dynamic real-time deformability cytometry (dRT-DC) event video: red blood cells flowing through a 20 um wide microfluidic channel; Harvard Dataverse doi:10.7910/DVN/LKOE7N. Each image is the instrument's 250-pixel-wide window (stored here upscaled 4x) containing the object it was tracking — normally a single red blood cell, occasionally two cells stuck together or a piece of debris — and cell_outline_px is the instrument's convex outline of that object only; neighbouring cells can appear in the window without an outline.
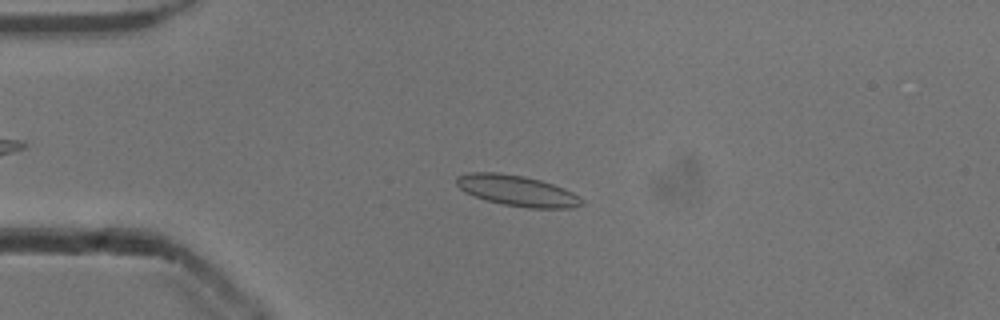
{"species": "common noctule bat (a hibernating species)", "species_latin": "Nyctalus noctula", "temperature_condition": "cold", "stored_images_in_passage": 42, "camera_frame_rate_fps": 3000, "um_per_image_px": 0.085, "animal": {"sex": "male", "body_mass_g": 13.3}, "frame": {"image": 1, "passage_image": 12, "time_ms": 3.667, "image_size_px": [1000, 320], "cell_outline_px": [[584, 204], [572, 208], [528, 208], [504, 204], [488, 200], [464, 192], [456, 184], [456, 176], [468, 172], [500, 172], [524, 176], [540, 180], [564, 188], [580, 196], [584, 200]], "centroid_in_image_um": [43.97, 16.2], "position_along_channel_um": 41.0, "area_um2": 22.48}}
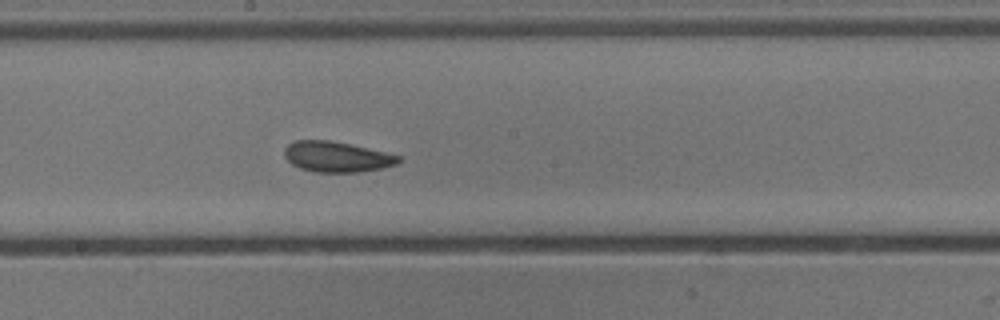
{"frame": {"image": 2, "passage_image": 28, "time_ms": 9.0, "image_size_px": [1000, 320], "cell_outline_px": [[400, 160], [396, 164], [380, 168], [356, 172], [316, 172], [300, 168], [292, 164], [284, 156], [284, 148], [288, 144], [296, 140], [328, 140], [348, 144], [384, 152], [400, 156]], "centroid_in_image_um": [28.56, 13.32], "position_along_channel_um": 219.6, "area_um2": 19.94}}
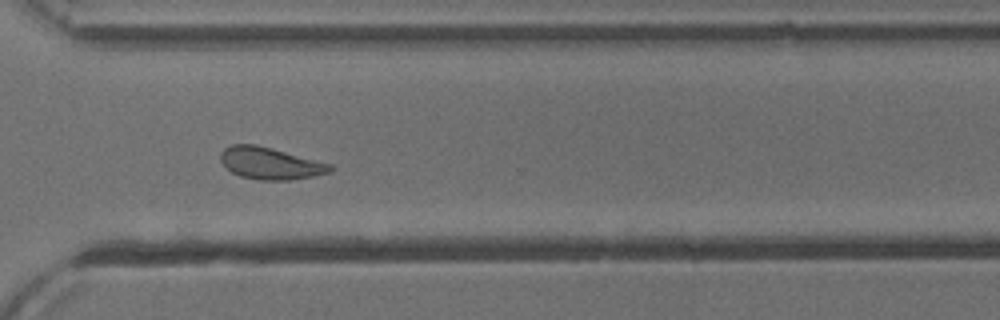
{"frame": {"image": 3, "passage_image": 38, "time_ms": 12.333, "image_size_px": [1000, 320], "cell_outline_px": [[332, 172], [312, 176], [288, 180], [260, 180], [240, 176], [232, 172], [220, 160], [220, 152], [224, 148], [232, 144], [256, 144], [272, 148], [332, 164]], "centroid_in_image_um": [22.96, 13.87], "position_along_channel_um": 347.6, "area_um2": 20.35}, "authors_computed_cell_mechanics": {"area_um2": 20.6057, "velocity_mm_per_s": 3.8526, "shape_relaxation_time_tau1_ms": 2.9094, "shape_relaxation_time_tau2_ms": 2.1937, "deformation_change_tau1": 0.104, "deformation_change_tau2": 0.0881}}